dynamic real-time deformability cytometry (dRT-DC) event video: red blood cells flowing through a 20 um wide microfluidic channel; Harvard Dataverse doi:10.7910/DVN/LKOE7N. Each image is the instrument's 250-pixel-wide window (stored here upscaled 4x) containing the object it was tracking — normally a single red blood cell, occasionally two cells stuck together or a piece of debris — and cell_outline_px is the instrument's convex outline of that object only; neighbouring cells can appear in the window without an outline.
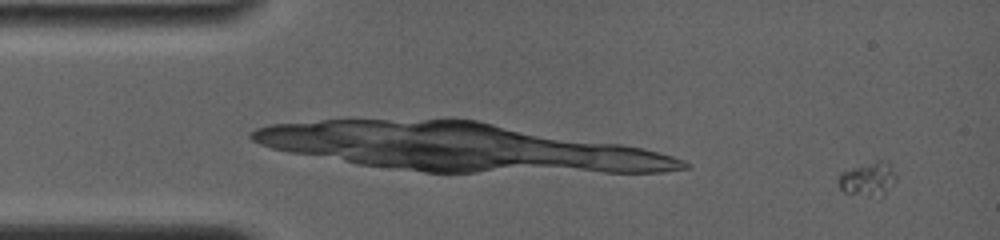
{"species": "common noctule bat (a hibernating species)", "species_latin": "Nyctalus noctula", "temperature_condition": "room temperature", "stored_images_in_passage": 19, "camera_frame_rate_fps": 4000, "um_per_image_px": 0.085, "animal": {"sex": "female", "body_mass_g": 19.0, "forearm_length_mm": 56.7}, "frame": {"image": 1, "passage_image": 1, "time_ms": 0.0, "image_size_px": [1000, 240], "cell_outline_px": [[896, 180], [884, 196], [880, 196], [844, 192], [840, 188], [836, 180], [840, 172], [876, 160], [888, 160], [896, 172]], "centroid_in_image_um": [73.81, 15.18], "position_along_channel_um": 11.2, "area_um2": 11.5}}
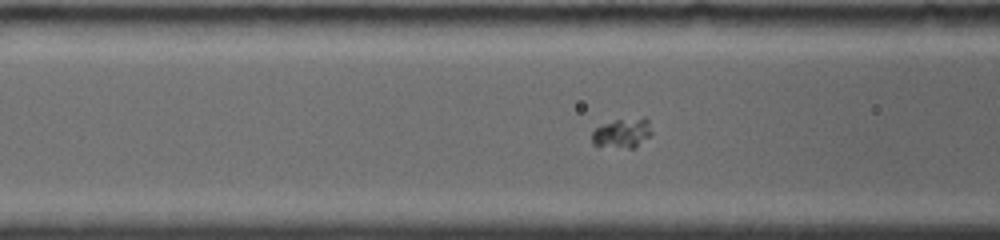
{"frame": {"image": 2, "passage_image": 9, "time_ms": 5.5, "image_size_px": [1000, 240], "cell_outline_px": [[652, 132], [636, 148], [628, 148], [592, 144], [592, 132], [596, 128], [604, 124], [616, 120], [644, 116], [648, 120]], "centroid_in_image_um": [52.92, 11.29], "position_along_channel_um": 113.7, "area_um2": 10.17}}
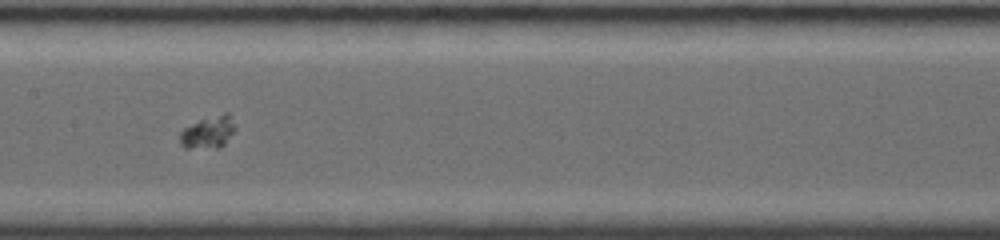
{"frame": {"image": 3, "passage_image": 14, "time_ms": 7.5, "image_size_px": [1000, 240], "cell_outline_px": [[236, 128], [224, 144], [220, 148], [184, 148], [180, 144], [180, 132], [184, 128], [200, 120], [224, 112], [228, 112]], "centroid_in_image_um": [17.69, 11.25], "position_along_channel_um": 189.7, "area_um2": 10.35}}